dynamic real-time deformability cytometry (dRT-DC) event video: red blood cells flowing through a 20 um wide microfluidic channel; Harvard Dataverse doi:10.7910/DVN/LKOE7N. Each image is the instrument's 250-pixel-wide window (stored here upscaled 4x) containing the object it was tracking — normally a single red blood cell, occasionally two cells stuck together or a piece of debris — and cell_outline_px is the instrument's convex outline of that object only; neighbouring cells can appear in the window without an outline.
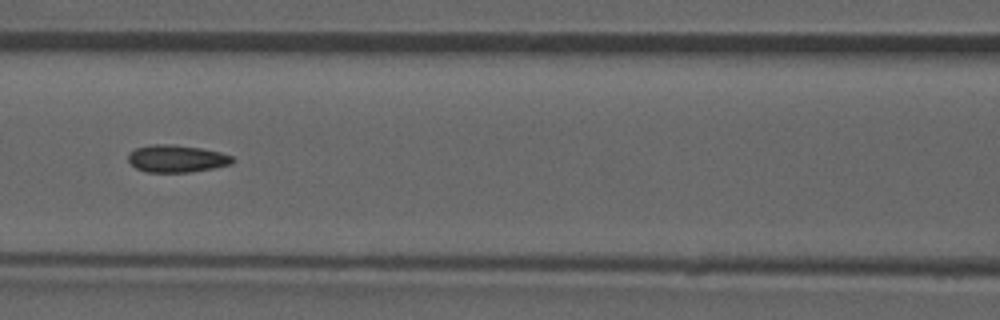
{"species": "common noctule bat (a hibernating species)", "species_latin": "Nyctalus noctula", "temperature_condition": "room temperature", "stored_images_in_passage": 51, "camera_frame_rate_fps": 3000, "um_per_image_px": 0.085, "animal": {"sex": "male", "forearm_length_mm": 52.5}, "frame": {"image": 1, "passage_image": 22, "time_ms": 7.0, "image_size_px": [1000, 320], "cell_outline_px": [[236, 160], [232, 164], [216, 168], [188, 172], [144, 172], [136, 168], [128, 160], [128, 152], [136, 148], [152, 144], [168, 144], [200, 148], [220, 152], [232, 156]], "centroid_in_image_um": [15.02, 13.49], "position_along_channel_um": 151.6, "area_um2": 16.7}, "authors_computed_cell_mechanics": {"area_um2": 16.5886, "velocity_mm_per_s": 3.9681, "shape_relaxation_time_tau1_ms": null, "shape_relaxation_time_tau2_ms": 1.6044, "deformation_change_tau1": null, "deformation_change_tau2": 0.0711}}